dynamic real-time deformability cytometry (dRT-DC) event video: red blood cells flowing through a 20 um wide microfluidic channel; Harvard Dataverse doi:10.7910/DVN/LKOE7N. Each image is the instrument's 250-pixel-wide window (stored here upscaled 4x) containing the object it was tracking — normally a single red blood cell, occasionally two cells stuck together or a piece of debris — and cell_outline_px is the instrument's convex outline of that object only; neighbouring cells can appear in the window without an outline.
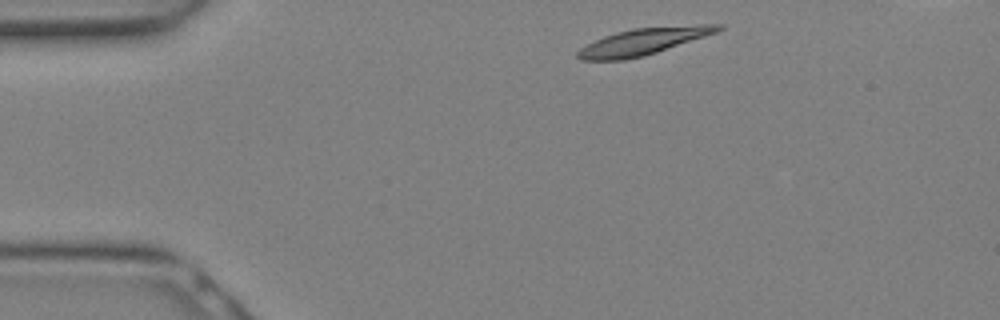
{"species": "Egyptian fruit bat (a non-hibernating species)", "species_latin": "Rousettus aegyptiacus", "temperature_condition": "warm", "stored_images_in_passage": 8, "camera_frame_rate_fps": 3000, "um_per_image_px": 0.085, "animal": {"sex": "female"}, "frame": {"image": 1, "passage_image": 1, "time_ms": 0.0, "image_size_px": [1000, 320], "cell_outline_px": [[724, 28], [716, 32], [644, 56], [624, 60], [580, 60], [576, 56], [576, 52], [580, 48], [604, 36], [616, 32], [632, 28], [696, 24], [724, 24]], "centroid_in_image_um": [54.67, 3.52], "position_along_channel_um": 30.3, "area_um2": 21.73}}
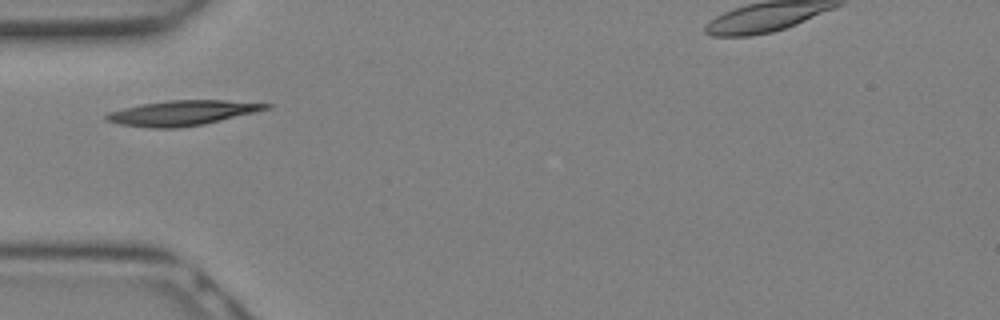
{"frame": {"image": 2, "passage_image": 5, "time_ms": 1.333, "image_size_px": [1000, 320], "cell_outline_px": [[272, 104], [268, 108], [204, 124], [176, 128], [152, 128], [120, 124], [104, 120], [104, 116], [108, 112], [140, 104], [168, 100], [224, 100]], "centroid_in_image_um": [15.4, 9.6], "position_along_channel_um": 69.6, "area_um2": 22.89}}
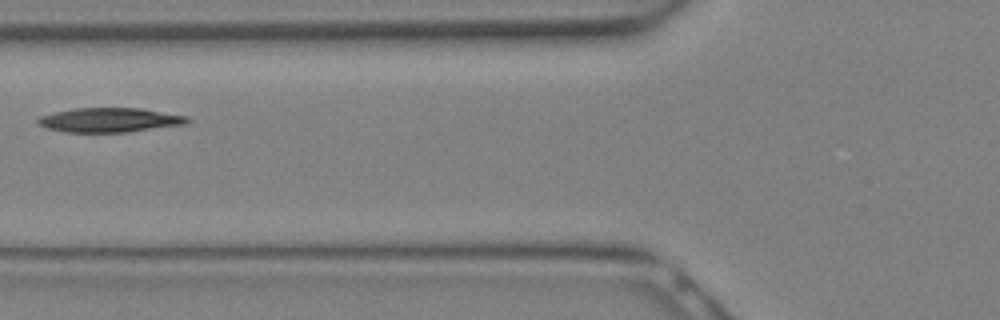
{"frame": {"image": 3, "passage_image": 7, "time_ms": 2.0, "image_size_px": [1000, 320], "cell_outline_px": [[192, 120], [188, 124], [128, 132], [64, 132], [48, 128], [40, 124], [36, 120], [40, 116], [56, 112], [76, 108], [140, 108], [188, 116]], "centroid_in_image_um": [9.39, 10.2], "position_along_channel_um": 116.4, "area_um2": 21.21}}